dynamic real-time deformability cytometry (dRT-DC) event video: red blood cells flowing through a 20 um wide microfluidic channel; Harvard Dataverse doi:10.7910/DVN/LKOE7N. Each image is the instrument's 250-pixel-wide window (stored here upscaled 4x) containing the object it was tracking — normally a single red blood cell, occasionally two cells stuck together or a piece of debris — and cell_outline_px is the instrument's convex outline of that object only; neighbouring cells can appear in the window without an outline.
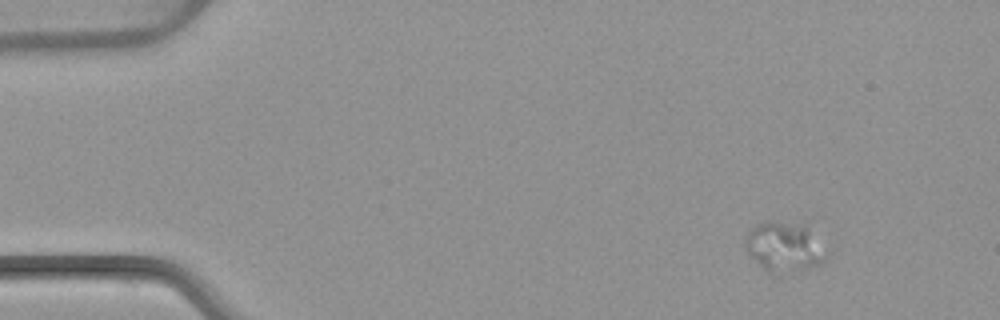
{"species": "common noctule bat (a hibernating species)", "species_latin": "Nyctalus noctula", "temperature_condition": "warm", "stored_images_in_passage": 4, "camera_frame_rate_fps": 3000, "um_per_image_px": 0.085, "animal": {"sex": "female", "body_mass_g": 22.7, "forearm_length_mm": 54.2}, "frame": {"image": 1, "passage_image": 1, "time_ms": 0.0, "image_size_px": [1000, 320], "cell_outline_px": [[828, 260], [824, 264], [780, 276], [768, 272], [748, 252], [744, 244], [744, 240], [748, 228], [764, 220], [772, 220], [800, 224], [828, 252]], "centroid_in_image_um": [66.63, 21.02], "position_along_channel_um": 18.4, "area_um2": 23.76}}
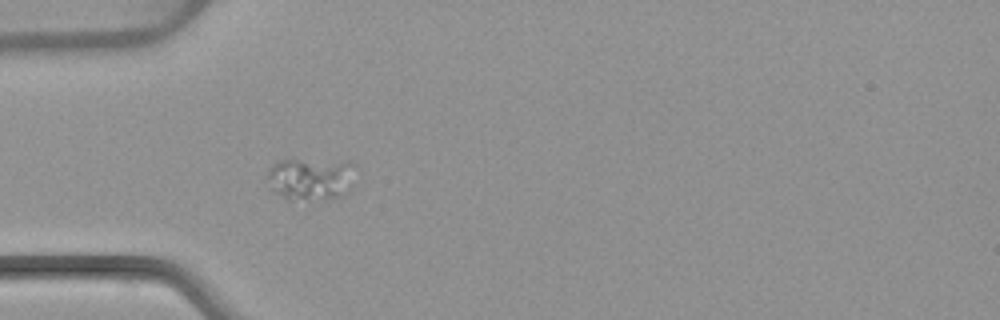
{"frame": {"image": 2, "passage_image": 4, "time_ms": 3.667, "image_size_px": [1000, 320], "cell_outline_px": [[356, 164], [352, 188], [344, 196], [324, 200], [288, 200], [268, 188], [268, 168], [272, 164], [280, 160], [348, 160]], "centroid_in_image_um": [26.47, 15.21], "position_along_channel_um": 58.5, "area_um2": 22.72}}